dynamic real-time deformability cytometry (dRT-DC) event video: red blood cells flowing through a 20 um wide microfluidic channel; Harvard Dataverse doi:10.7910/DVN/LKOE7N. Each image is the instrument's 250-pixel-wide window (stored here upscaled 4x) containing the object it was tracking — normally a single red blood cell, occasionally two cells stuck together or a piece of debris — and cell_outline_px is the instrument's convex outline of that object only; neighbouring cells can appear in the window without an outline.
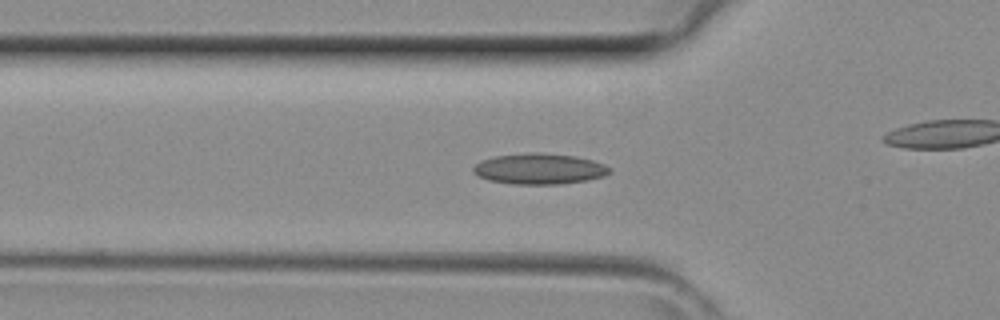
{"species": "common noctule bat (a hibernating species)", "species_latin": "Nyctalus noctula", "temperature_condition": "room temperature", "stored_images_in_passage": 35, "camera_frame_rate_fps": 3000, "um_per_image_px": 0.085, "animal": {"sex": "female", "body_mass_g": 29.2, "forearm_length_mm": 56.3}, "frame": {"image": 1, "passage_image": 7, "time_ms": 2.0, "image_size_px": [1000, 320], "cell_outline_px": [[612, 172], [604, 176], [588, 180], [560, 184], [512, 184], [488, 180], [472, 172], [472, 168], [480, 160], [492, 156], [532, 152], [540, 152], [576, 156], [592, 160], [604, 164], [612, 168]], "centroid_in_image_um": [45.85, 14.34], "position_along_channel_um": 79.9, "area_um2": 24.74}}
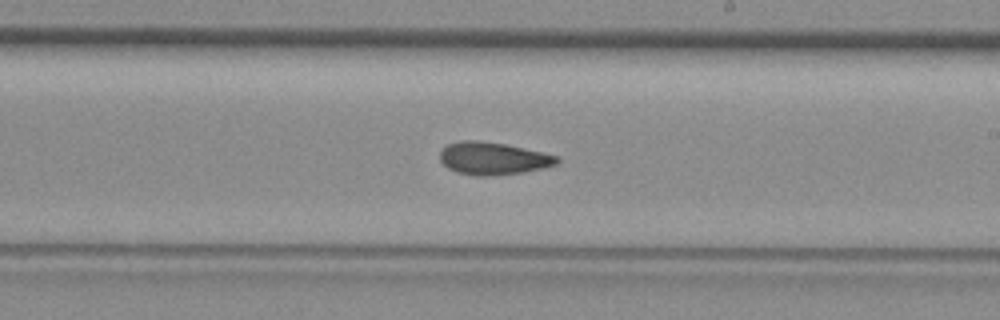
{"frame": {"image": 2, "passage_image": 17, "time_ms": 5.333, "image_size_px": [1000, 320], "cell_outline_px": [[560, 160], [556, 164], [544, 168], [524, 172], [488, 176], [476, 176], [456, 172], [448, 168], [440, 160], [440, 152], [448, 144], [460, 140], [480, 140], [504, 144], [560, 156]], "centroid_in_image_um": [41.91, 13.47], "position_along_channel_um": 247.1, "area_um2": 22.2}}
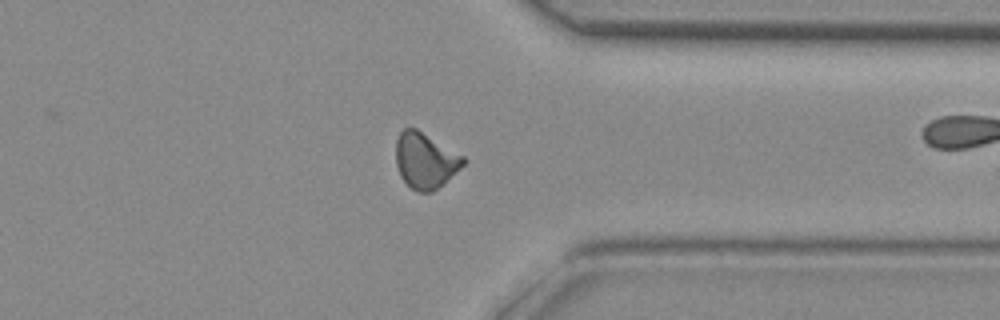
{"frame": {"image": 3, "passage_image": 25, "time_ms": 8.0, "image_size_px": [1000, 320], "cell_outline_px": [[468, 160], [460, 168], [432, 192], [416, 192], [400, 176], [396, 164], [396, 140], [400, 132], [404, 128], [416, 128], [464, 156]], "centroid_in_image_um": [36.14, 13.63], "position_along_channel_um": 375.3, "area_um2": 21.68}}